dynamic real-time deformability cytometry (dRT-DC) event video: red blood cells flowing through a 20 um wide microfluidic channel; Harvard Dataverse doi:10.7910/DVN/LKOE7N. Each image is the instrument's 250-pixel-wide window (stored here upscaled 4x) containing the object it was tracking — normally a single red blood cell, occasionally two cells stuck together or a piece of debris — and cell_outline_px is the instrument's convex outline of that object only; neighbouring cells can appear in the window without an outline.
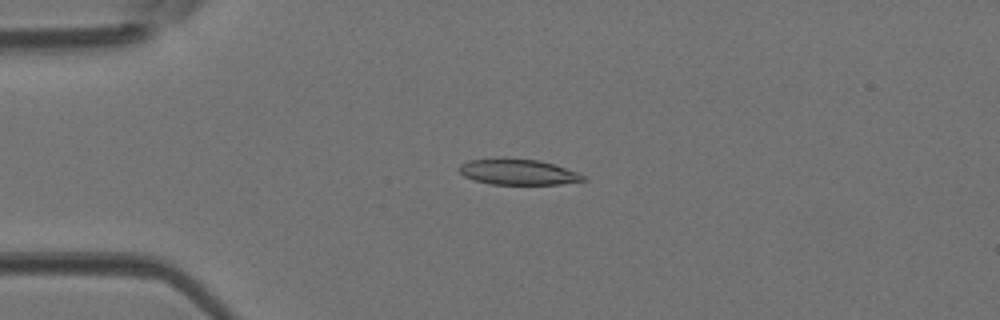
{"species": "Egyptian fruit bat (a non-hibernating species)", "species_latin": "Rousettus aegyptiacus", "temperature_condition": "room temperature", "stored_images_in_passage": 42, "camera_frame_rate_fps": 3000, "um_per_image_px": 0.085, "animal": {"sex": "female"}, "frame": {"image": 1, "passage_image": 8, "time_ms": 2.333, "image_size_px": [1000, 320], "cell_outline_px": [[588, 180], [560, 184], [492, 184], [476, 180], [464, 176], [460, 172], [460, 164], [468, 160], [540, 160], [576, 172], [584, 176]], "centroid_in_image_um": [44.07, 14.65], "position_along_channel_um": 40.9, "area_um2": 17.74}}
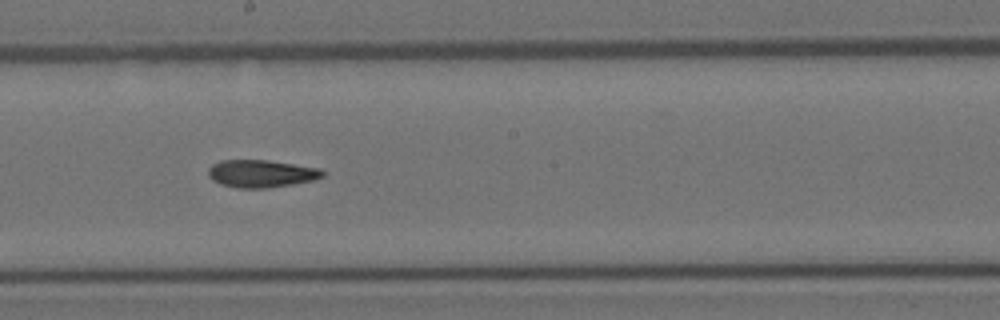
{"frame": {"image": 2, "passage_image": 22, "time_ms": 7.0, "image_size_px": [1000, 320], "cell_outline_px": [[324, 176], [312, 180], [292, 184], [268, 188], [236, 188], [220, 184], [212, 180], [208, 176], [208, 168], [212, 164], [220, 160], [268, 160], [320, 168], [324, 172]], "centroid_in_image_um": [22.17, 14.75], "position_along_channel_um": 226.0, "area_um2": 18.44}}
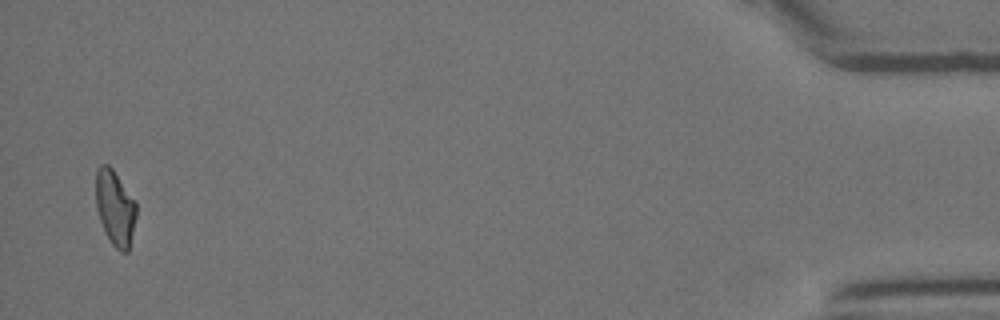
{"frame": {"image": 3, "passage_image": 41, "time_ms": 13.333, "image_size_px": [1000, 320], "cell_outline_px": [[136, 216], [128, 252], [120, 252], [112, 244], [100, 220], [96, 208], [96, 168], [100, 164], [108, 164], [112, 168], [136, 204]], "centroid_in_image_um": [9.76, 17.65], "position_along_channel_um": 425.4, "area_um2": 17.4}}